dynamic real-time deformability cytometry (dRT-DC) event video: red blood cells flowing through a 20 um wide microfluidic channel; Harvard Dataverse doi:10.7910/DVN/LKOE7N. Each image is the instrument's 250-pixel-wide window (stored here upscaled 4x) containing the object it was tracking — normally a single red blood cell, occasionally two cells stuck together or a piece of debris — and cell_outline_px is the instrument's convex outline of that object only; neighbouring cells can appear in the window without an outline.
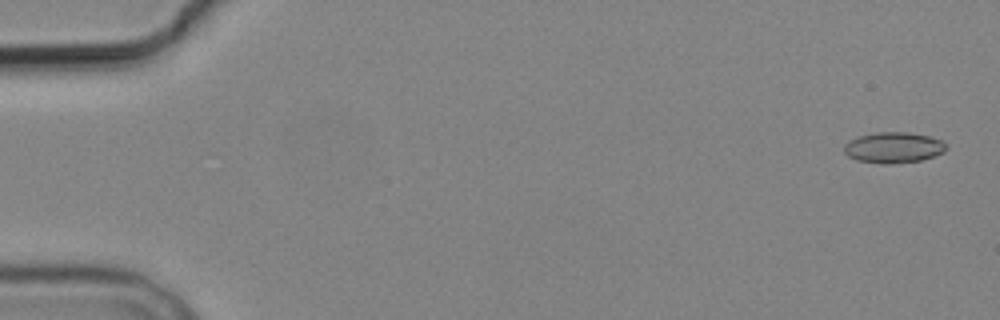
{"species": "common noctule bat (a hibernating species)", "species_latin": "Nyctalus noctula", "temperature_condition": "cold", "stored_images_in_passage": 6, "camera_frame_rate_fps": 3000, "um_per_image_px": 0.085, "animal": {"sex": "male", "body_mass_g": 19.2, "forearm_length_mm": 51.8}, "frame": {"image": 1, "passage_image": 1, "time_ms": 0.0, "image_size_px": [1000, 320], "cell_outline_px": [[948, 148], [944, 152], [920, 160], [892, 164], [884, 164], [856, 160], [848, 156], [844, 152], [844, 144], [848, 140], [860, 136], [876, 132], [908, 132], [928, 136], [940, 140], [948, 144]], "centroid_in_image_um": [75.94, 12.54], "position_along_channel_um": 9.1, "area_um2": 18.38}}